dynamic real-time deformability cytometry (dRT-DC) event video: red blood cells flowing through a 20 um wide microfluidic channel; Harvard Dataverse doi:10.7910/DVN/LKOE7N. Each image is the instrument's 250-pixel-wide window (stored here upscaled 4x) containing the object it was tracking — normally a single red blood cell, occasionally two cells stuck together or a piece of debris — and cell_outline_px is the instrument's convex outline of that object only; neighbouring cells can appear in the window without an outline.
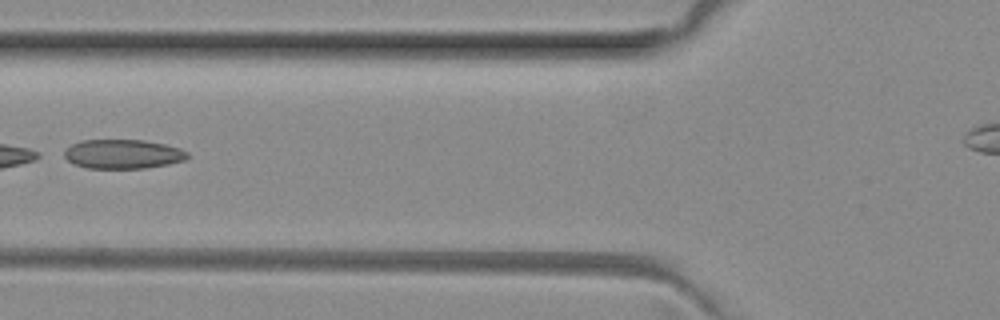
{"species": "common noctule bat (a hibernating species)", "species_latin": "Nyctalus noctula", "temperature_condition": "room temperature", "stored_images_in_passage": 6, "camera_frame_rate_fps": 3000, "um_per_image_px": 0.085, "animal": {"sex": "female", "body_mass_g": 29.2, "forearm_length_mm": 56.3}, "frame": {"image": 1, "passage_image": 6, "time_ms": 1.667, "image_size_px": [1000, 320], "cell_outline_px": [[188, 156], [184, 160], [168, 164], [144, 168], [88, 168], [76, 164], [68, 160], [64, 156], [64, 148], [80, 140], [144, 140], [164, 144], [180, 148], [188, 152]], "centroid_in_image_um": [10.43, 13.08], "position_along_channel_um": 115.4, "area_um2": 20.92}}